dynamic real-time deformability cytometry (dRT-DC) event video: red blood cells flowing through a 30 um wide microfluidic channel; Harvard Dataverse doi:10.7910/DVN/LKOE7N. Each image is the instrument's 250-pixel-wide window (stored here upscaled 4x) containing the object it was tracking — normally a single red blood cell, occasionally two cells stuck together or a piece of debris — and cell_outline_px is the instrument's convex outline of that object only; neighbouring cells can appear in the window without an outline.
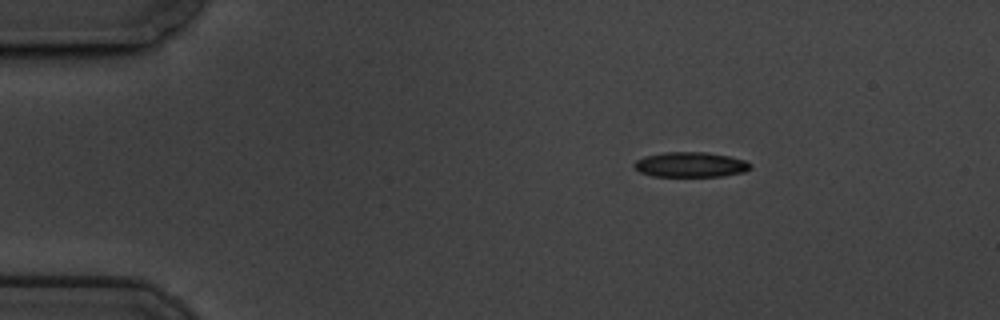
{"species": "common noctule bat (a hibernating species)", "species_latin": "Nyctalus noctula", "temperature_condition": "cold", "stored_images_in_passage": 13, "camera_frame_rate_fps": 3000, "um_per_image_px": 0.085, "animal": {"sex": "male", "body_mass_g": 19.5, "forearm_length_mm": 54.6}, "frame": {"image": 1, "passage_image": 1, "time_ms": 0.0, "image_size_px": [1000, 320], "cell_outline_px": [[752, 168], [744, 172], [724, 176], [652, 176], [640, 172], [632, 164], [636, 160], [644, 156], [664, 152], [704, 152], [728, 156], [744, 160], [752, 164]], "centroid_in_image_um": [58.7, 13.99], "position_along_channel_um": 26.3, "area_um2": 16.99}}
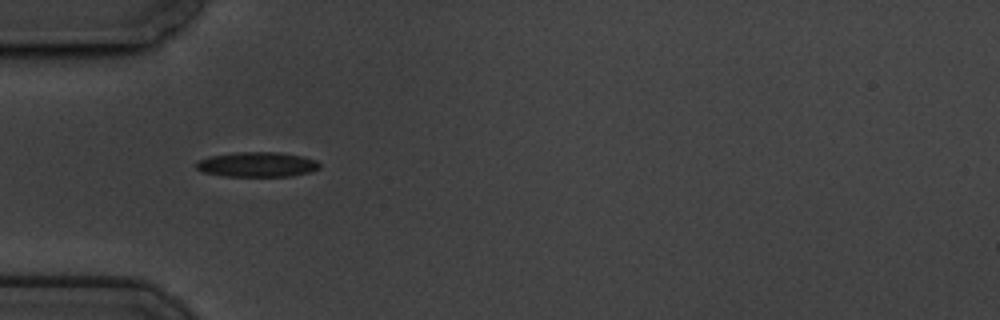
{"frame": {"image": 2, "passage_image": 10, "time_ms": 3.0, "image_size_px": [1000, 320], "cell_outline_px": [[320, 168], [308, 172], [292, 176], [224, 176], [204, 172], [196, 168], [196, 164], [200, 160], [208, 156], [236, 152], [280, 152], [304, 156], [316, 160], [320, 164]], "centroid_in_image_um": [21.88, 13.97], "position_along_channel_um": 63.1, "area_um2": 17.92}}